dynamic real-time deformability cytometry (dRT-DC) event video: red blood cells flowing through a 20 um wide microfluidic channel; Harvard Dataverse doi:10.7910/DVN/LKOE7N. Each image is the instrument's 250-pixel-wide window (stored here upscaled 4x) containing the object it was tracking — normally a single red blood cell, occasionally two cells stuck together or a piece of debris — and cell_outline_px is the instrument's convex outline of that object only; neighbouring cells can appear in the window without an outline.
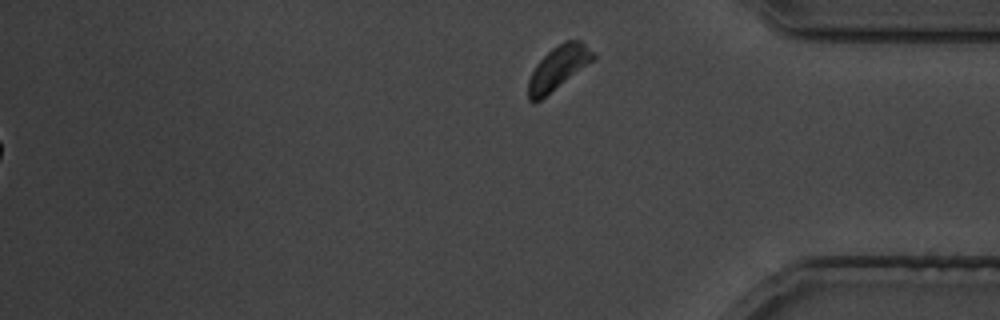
{"species": "common noctule bat (a hibernating species)", "species_latin": "Nyctalus noctula", "temperature_condition": "cold", "stored_images_in_passage": 36, "segment_of_instrument_passage": [2, 2], "camera_frame_rate_fps": 3000, "um_per_image_px": 0.085, "animal": {"sex": "male", "body_mass_g": 19.5, "forearm_length_mm": 54.6}, "frame": {"image": 1, "passage_image": 36, "time_ms": 43.0, "image_size_px": [1000, 320], "cell_outline_px": [[596, 56], [592, 60], [540, 100], [528, 100], [528, 80], [536, 64], [552, 48], [564, 40], [580, 40]], "centroid_in_image_um": [47.41, 5.74], "position_along_channel_um": 387.8, "area_um2": 15.78}}